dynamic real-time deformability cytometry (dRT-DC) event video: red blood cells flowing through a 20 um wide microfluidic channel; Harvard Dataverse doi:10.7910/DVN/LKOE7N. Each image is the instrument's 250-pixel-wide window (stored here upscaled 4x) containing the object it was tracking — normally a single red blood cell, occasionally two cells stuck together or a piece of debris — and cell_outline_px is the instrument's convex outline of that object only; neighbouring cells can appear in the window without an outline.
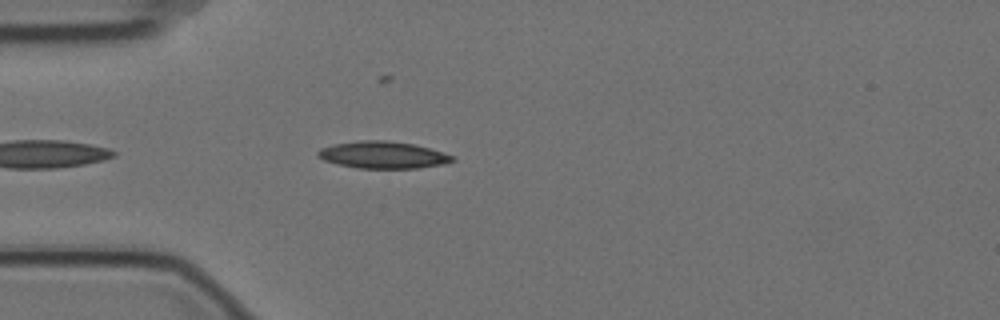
{"species": "Egyptian fruit bat (a non-hibernating species)", "species_latin": "Rousettus aegyptiacus", "temperature_condition": "cold", "stored_images_in_passage": 5, "camera_frame_rate_fps": 3000, "um_per_image_px": 0.085, "animal": {"sex": "female"}, "frame": {"image": 1, "passage_image": 5, "time_ms": 1.333, "image_size_px": [1000, 320], "cell_outline_px": [[456, 160], [444, 164], [416, 168], [356, 168], [336, 164], [324, 160], [316, 156], [316, 152], [320, 148], [332, 144], [360, 140], [384, 140], [412, 144], [444, 152], [456, 156]], "centroid_in_image_um": [32.53, 13.17], "position_along_channel_um": 52.5, "area_um2": 21.33}}